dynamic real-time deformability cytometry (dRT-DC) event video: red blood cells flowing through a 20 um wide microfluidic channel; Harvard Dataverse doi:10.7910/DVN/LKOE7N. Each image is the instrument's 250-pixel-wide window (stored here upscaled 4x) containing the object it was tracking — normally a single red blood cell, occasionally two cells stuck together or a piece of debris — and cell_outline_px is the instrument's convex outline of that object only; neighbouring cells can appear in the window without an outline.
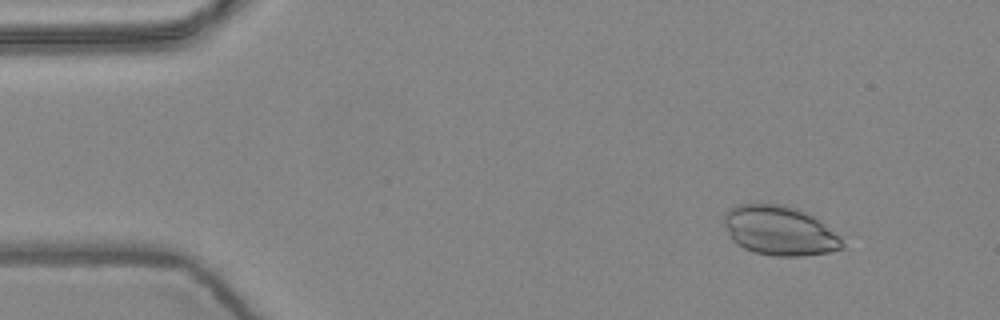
{"species": "common noctule bat (a hibernating species)", "species_latin": "Nyctalus noctula", "temperature_condition": "warm", "stored_images_in_passage": 3, "camera_frame_rate_fps": 3000, "um_per_image_px": 0.085, "animal": {"sex": "female", "body_mass_g": 24.6, "forearm_length_mm": 56.2}, "frame": {"image": 1, "passage_image": 1, "time_ms": 0.0, "image_size_px": [1000, 320], "cell_outline_px": [[844, 248], [828, 252], [804, 256], [776, 256], [756, 252], [744, 248], [732, 240], [724, 224], [724, 212], [740, 204], [784, 204], [800, 208], [808, 212], [840, 236], [844, 244]], "centroid_in_image_um": [66.28, 19.6], "position_along_channel_um": 18.7, "area_um2": 34.1}}